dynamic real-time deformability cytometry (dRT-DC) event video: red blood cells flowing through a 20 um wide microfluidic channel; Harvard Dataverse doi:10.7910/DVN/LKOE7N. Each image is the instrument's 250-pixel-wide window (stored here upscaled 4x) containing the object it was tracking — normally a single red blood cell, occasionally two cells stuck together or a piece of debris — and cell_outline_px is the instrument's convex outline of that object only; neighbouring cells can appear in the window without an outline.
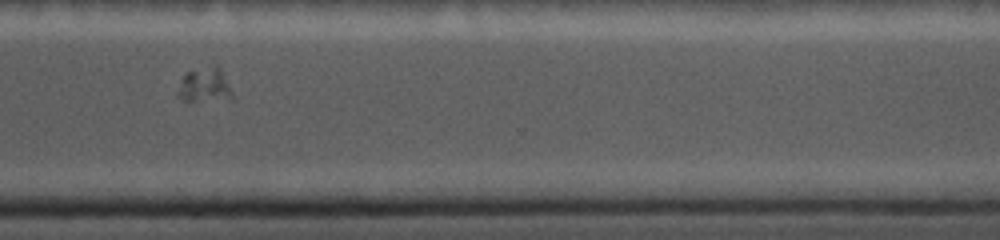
{"species": "common noctule bat (a hibernating species)", "species_latin": "Nyctalus noctula", "temperature_condition": "cold", "stored_images_in_passage": 27, "camera_frame_rate_fps": 5000, "um_per_image_px": 0.085, "animal": {"sex": "female", "body_mass_g": 19.0, "forearm_length_mm": 56.7}, "frame": {"image": 1, "passage_image": 21, "time_ms": 8.6, "image_size_px": [1000, 240], "cell_outline_px": [[232, 100], [184, 100], [176, 92], [180, 80], [188, 72], [216, 64], [220, 68], [232, 92]], "centroid_in_image_um": [17.41, 7.24], "position_along_channel_um": 353.2, "area_um2": 10.75}}
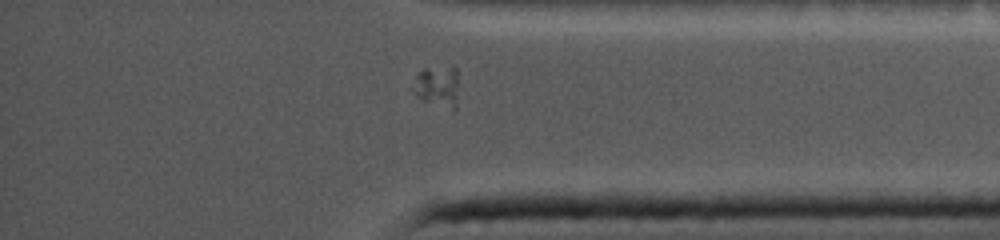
{"frame": {"image": 2, "passage_image": 24, "time_ms": 9.8, "image_size_px": [1000, 240], "cell_outline_px": [[456, 112], [420, 100], [412, 92], [412, 88], [416, 76], [424, 68], [456, 68]], "centroid_in_image_um": [37.14, 7.41], "position_along_channel_um": 398.1, "area_um2": 10.87}}
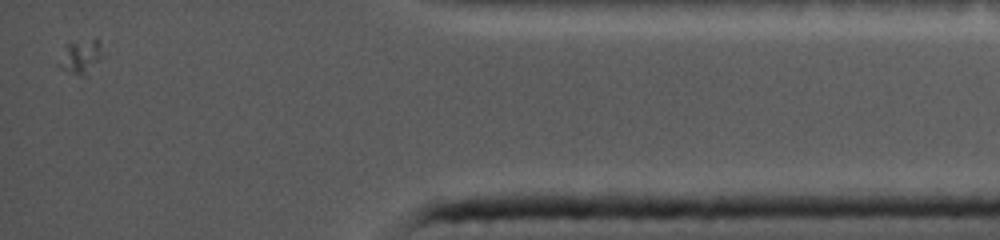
{"frame": {"image": 3, "passage_image": 27, "time_ms": 11.4, "image_size_px": [1000, 240], "cell_outline_px": [[104, 56], [80, 88], [56, 64], [64, 44], [72, 40], [100, 40]], "centroid_in_image_um": [6.82, 5.04], "position_along_channel_um": 428.4, "area_um2": 10.64}}